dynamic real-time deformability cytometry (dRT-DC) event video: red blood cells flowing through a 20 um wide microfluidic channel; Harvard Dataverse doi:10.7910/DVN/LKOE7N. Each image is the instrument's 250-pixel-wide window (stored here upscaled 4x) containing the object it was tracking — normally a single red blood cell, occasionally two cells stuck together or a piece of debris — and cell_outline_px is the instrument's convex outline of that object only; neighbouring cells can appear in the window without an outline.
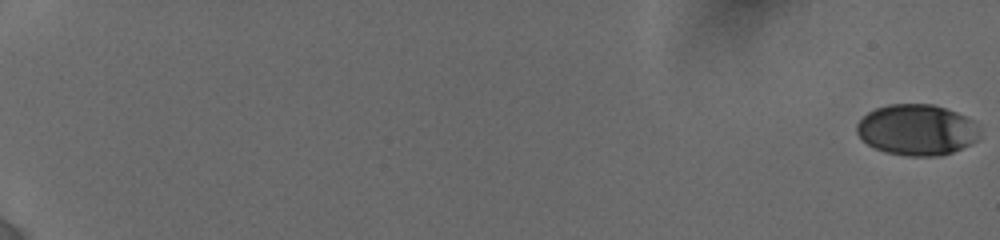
{"species": "human", "species_latin": "Homo sapiens", "temperature_condition": "cold", "stored_images_in_passage": 63, "camera_frame_rate_fps": 3000, "um_per_image_px": 0.085, "donor": {"sex": "female"}, "frame": {"image": 1, "passage_image": 1, "time_ms": 0.0, "image_size_px": [1000, 240], "cell_outline_px": [[980, 136], [972, 144], [952, 152], [940, 156], [904, 156], [884, 152], [868, 144], [856, 132], [856, 124], [868, 112], [876, 108], [888, 104], [932, 104], [956, 112], [980, 124]], "centroid_in_image_um": [77.96, 11.04], "position_along_channel_um": 7.0, "area_um2": 36.7}}
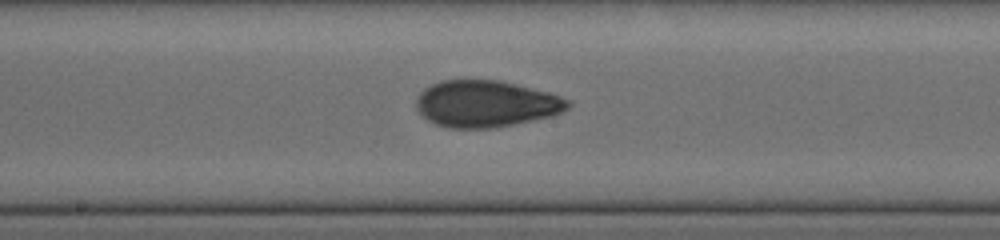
{"frame": {"image": 2, "passage_image": 39, "time_ms": 11.333, "image_size_px": [1000, 240], "cell_outline_px": [[572, 104], [568, 108], [552, 116], [496, 128], [448, 128], [436, 124], [428, 120], [416, 108], [416, 100], [420, 92], [424, 88], [440, 80], [500, 80], [548, 92], [560, 96], [568, 100]], "centroid_in_image_um": [41.3, 8.82], "position_along_channel_um": 206.9, "area_um2": 41.27}}
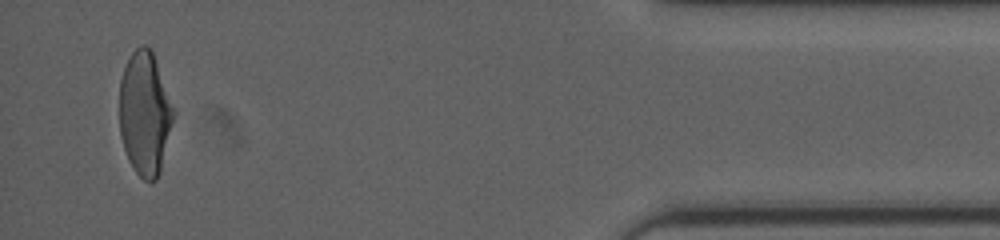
{"frame": {"image": 3, "passage_image": 62, "time_ms": 18.333, "image_size_px": [1000, 240], "cell_outline_px": [[176, 112], [160, 172], [156, 180], [144, 180], [136, 172], [128, 160], [120, 136], [120, 80], [124, 68], [132, 52], [140, 44], [144, 44], [152, 48]], "centroid_in_image_um": [12.33, 9.61], "position_along_channel_um": 422.9, "area_um2": 39.25}, "authors_computed_cell_mechanics": {"area_um2": 39.1884, "velocity_mm_per_s": 3.8627, "shape_relaxation_time_tau1_ms": 4.5717, "shape_relaxation_time_tau2_ms": 1.426, "deformation_change_tau1": 0.1643, "deformation_change_tau2": 0.0667}}